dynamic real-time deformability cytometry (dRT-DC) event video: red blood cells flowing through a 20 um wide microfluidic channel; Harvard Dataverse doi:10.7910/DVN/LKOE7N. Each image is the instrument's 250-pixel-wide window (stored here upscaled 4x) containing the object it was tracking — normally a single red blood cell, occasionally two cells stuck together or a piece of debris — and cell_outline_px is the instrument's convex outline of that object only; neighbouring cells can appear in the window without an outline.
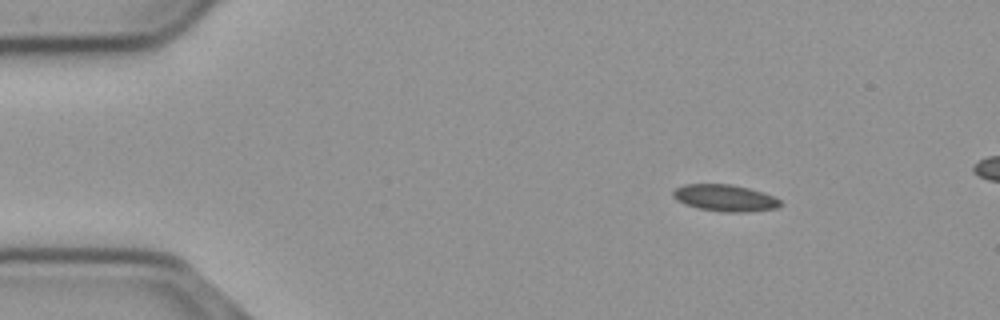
{"species": "common noctule bat (a hibernating species)", "species_latin": "Nyctalus noctula", "temperature_condition": "cold", "stored_images_in_passage": 10, "camera_frame_rate_fps": 3000, "um_per_image_px": 0.085, "animal": {"sex": "male", "body_mass_g": 23.1, "forearm_length_mm": 52.7}, "frame": {"image": 1, "passage_image": 1, "time_ms": 0.0, "image_size_px": [1000, 320], "cell_outline_px": [[780, 204], [776, 208], [748, 212], [724, 212], [700, 208], [676, 200], [672, 196], [672, 192], [676, 188], [684, 184], [732, 184], [748, 188], [772, 196], [780, 200]], "centroid_in_image_um": [61.59, 16.82], "position_along_channel_um": 23.4, "area_um2": 16.42}}